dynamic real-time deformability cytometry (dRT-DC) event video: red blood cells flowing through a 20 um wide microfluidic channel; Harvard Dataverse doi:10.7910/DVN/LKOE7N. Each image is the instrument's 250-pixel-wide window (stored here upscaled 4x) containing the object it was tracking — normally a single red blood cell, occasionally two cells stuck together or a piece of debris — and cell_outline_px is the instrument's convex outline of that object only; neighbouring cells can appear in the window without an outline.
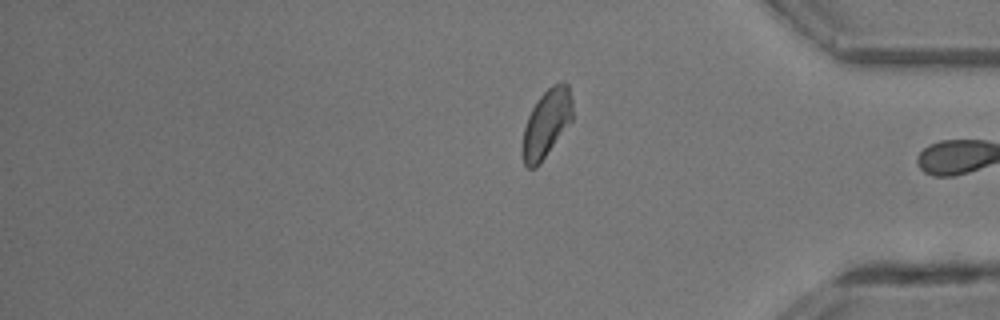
{"species": "common noctule bat (a hibernating species)", "species_latin": "Nyctalus noctula", "temperature_condition": "room temperature", "stored_images_in_passage": 28, "segment_of_instrument_passage": [2, 2], "camera_frame_rate_fps": 3000, "um_per_image_px": 0.085, "animal": {"sex": "male", "body_mass_g": 13.3}, "frame": {"image": 1, "passage_image": 28, "time_ms": 9.0, "image_size_px": [1000, 320], "cell_outline_px": [[572, 120], [540, 164], [536, 168], [528, 168], [524, 164], [524, 128], [528, 116], [532, 108], [540, 96], [552, 84], [568, 84], [572, 100]], "centroid_in_image_um": [46.47, 10.49], "position_along_channel_um": 388.7, "area_um2": 19.31}}